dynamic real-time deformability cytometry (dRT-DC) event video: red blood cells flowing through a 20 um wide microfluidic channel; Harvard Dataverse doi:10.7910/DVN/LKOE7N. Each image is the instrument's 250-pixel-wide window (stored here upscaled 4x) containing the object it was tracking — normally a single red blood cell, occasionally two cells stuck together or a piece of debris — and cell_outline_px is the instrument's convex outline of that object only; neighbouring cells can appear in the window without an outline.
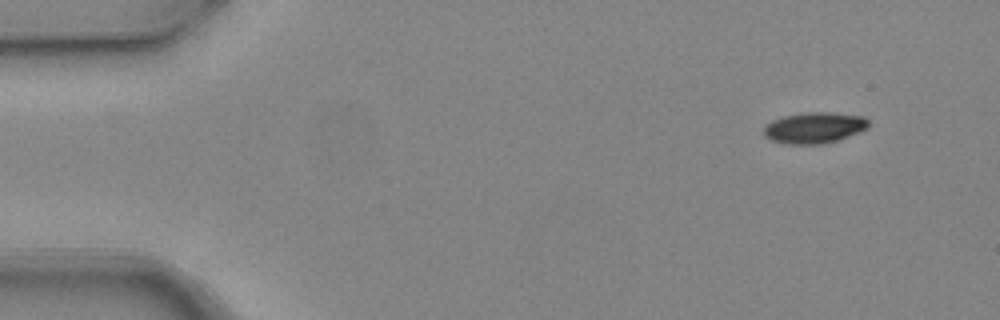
{"species": "common noctule bat (a hibernating species)", "species_latin": "Nyctalus noctula", "temperature_condition": "warm", "stored_images_in_passage": 4, "camera_frame_rate_fps": 3000, "um_per_image_px": 0.085, "animal": {"sex": "female", "body_mass_g": 24.6, "forearm_length_mm": 56.2}, "frame": {"image": 1, "passage_image": 1, "time_ms": 0.0, "image_size_px": [1000, 320], "cell_outline_px": [[868, 128], [860, 132], [824, 144], [784, 144], [768, 140], [764, 136], [764, 124], [772, 120], [784, 116], [804, 112], [832, 112], [864, 116], [868, 120]], "centroid_in_image_um": [69.18, 10.86], "position_along_channel_um": 15.8, "area_um2": 19.25}}
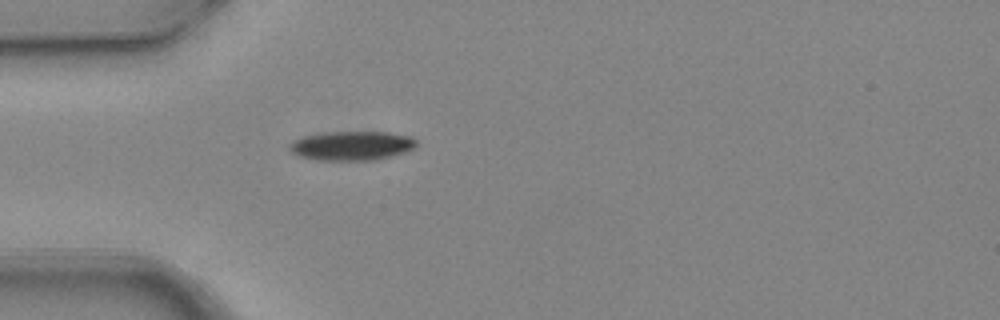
{"frame": {"image": 2, "passage_image": 4, "time_ms": 1.0, "image_size_px": [1000, 320], "cell_outline_px": [[416, 148], [392, 156], [372, 160], [316, 160], [296, 156], [288, 148], [288, 144], [292, 140], [304, 136], [324, 132], [388, 132], [412, 136], [416, 140]], "centroid_in_image_um": [29.87, 12.38], "position_along_channel_um": 55.1, "area_um2": 21.85}}